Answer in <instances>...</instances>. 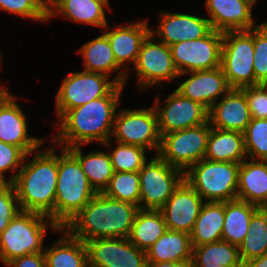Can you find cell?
<instances>
[{"mask_svg": "<svg viewBox=\"0 0 267 267\" xmlns=\"http://www.w3.org/2000/svg\"><path fill=\"white\" fill-rule=\"evenodd\" d=\"M259 208L238 199L225 202L222 240L239 247L249 232L248 228L253 214Z\"/></svg>", "mask_w": 267, "mask_h": 267, "instance_id": "29", "label": "cell"}, {"mask_svg": "<svg viewBox=\"0 0 267 267\" xmlns=\"http://www.w3.org/2000/svg\"><path fill=\"white\" fill-rule=\"evenodd\" d=\"M239 167V163L204 158L184 172V179L208 202L233 201L237 199Z\"/></svg>", "mask_w": 267, "mask_h": 267, "instance_id": "5", "label": "cell"}, {"mask_svg": "<svg viewBox=\"0 0 267 267\" xmlns=\"http://www.w3.org/2000/svg\"><path fill=\"white\" fill-rule=\"evenodd\" d=\"M0 9L43 22L49 19L48 0H0Z\"/></svg>", "mask_w": 267, "mask_h": 267, "instance_id": "38", "label": "cell"}, {"mask_svg": "<svg viewBox=\"0 0 267 267\" xmlns=\"http://www.w3.org/2000/svg\"><path fill=\"white\" fill-rule=\"evenodd\" d=\"M80 148V145H77L67 149L78 159L95 192L103 193L114 175L109 153L91 152L83 156Z\"/></svg>", "mask_w": 267, "mask_h": 267, "instance_id": "32", "label": "cell"}, {"mask_svg": "<svg viewBox=\"0 0 267 267\" xmlns=\"http://www.w3.org/2000/svg\"><path fill=\"white\" fill-rule=\"evenodd\" d=\"M16 202V203H15ZM19 203L14 185L0 183V234L21 209L15 204Z\"/></svg>", "mask_w": 267, "mask_h": 267, "instance_id": "40", "label": "cell"}, {"mask_svg": "<svg viewBox=\"0 0 267 267\" xmlns=\"http://www.w3.org/2000/svg\"><path fill=\"white\" fill-rule=\"evenodd\" d=\"M117 143V148L109 154L114 172H138L146 163L144 148Z\"/></svg>", "mask_w": 267, "mask_h": 267, "instance_id": "37", "label": "cell"}, {"mask_svg": "<svg viewBox=\"0 0 267 267\" xmlns=\"http://www.w3.org/2000/svg\"><path fill=\"white\" fill-rule=\"evenodd\" d=\"M213 30L209 19L189 14L162 13L161 23L153 36L158 34L161 42L171 46L182 41L203 38Z\"/></svg>", "mask_w": 267, "mask_h": 267, "instance_id": "20", "label": "cell"}, {"mask_svg": "<svg viewBox=\"0 0 267 267\" xmlns=\"http://www.w3.org/2000/svg\"><path fill=\"white\" fill-rule=\"evenodd\" d=\"M123 86L117 85L107 96L66 111L60 118L57 144L63 148L83 145L91 141L110 146L115 112ZM112 127V128H111Z\"/></svg>", "mask_w": 267, "mask_h": 267, "instance_id": "2", "label": "cell"}, {"mask_svg": "<svg viewBox=\"0 0 267 267\" xmlns=\"http://www.w3.org/2000/svg\"><path fill=\"white\" fill-rule=\"evenodd\" d=\"M241 267H267V253L261 257L242 262Z\"/></svg>", "mask_w": 267, "mask_h": 267, "instance_id": "44", "label": "cell"}, {"mask_svg": "<svg viewBox=\"0 0 267 267\" xmlns=\"http://www.w3.org/2000/svg\"><path fill=\"white\" fill-rule=\"evenodd\" d=\"M62 230L64 236L51 248H44L46 267H88L86 243Z\"/></svg>", "mask_w": 267, "mask_h": 267, "instance_id": "28", "label": "cell"}, {"mask_svg": "<svg viewBox=\"0 0 267 267\" xmlns=\"http://www.w3.org/2000/svg\"><path fill=\"white\" fill-rule=\"evenodd\" d=\"M118 201L132 203L140 209V177L138 172H114L103 192Z\"/></svg>", "mask_w": 267, "mask_h": 267, "instance_id": "35", "label": "cell"}, {"mask_svg": "<svg viewBox=\"0 0 267 267\" xmlns=\"http://www.w3.org/2000/svg\"><path fill=\"white\" fill-rule=\"evenodd\" d=\"M245 1L246 3H248L249 5L253 6L254 3H256L257 0H243Z\"/></svg>", "mask_w": 267, "mask_h": 267, "instance_id": "48", "label": "cell"}, {"mask_svg": "<svg viewBox=\"0 0 267 267\" xmlns=\"http://www.w3.org/2000/svg\"><path fill=\"white\" fill-rule=\"evenodd\" d=\"M28 155L20 147L0 141V183H7L4 172L15 171Z\"/></svg>", "mask_w": 267, "mask_h": 267, "instance_id": "41", "label": "cell"}, {"mask_svg": "<svg viewBox=\"0 0 267 267\" xmlns=\"http://www.w3.org/2000/svg\"><path fill=\"white\" fill-rule=\"evenodd\" d=\"M211 131L209 120L199 126L162 135L157 153L170 166L186 169L204 159Z\"/></svg>", "mask_w": 267, "mask_h": 267, "instance_id": "9", "label": "cell"}, {"mask_svg": "<svg viewBox=\"0 0 267 267\" xmlns=\"http://www.w3.org/2000/svg\"><path fill=\"white\" fill-rule=\"evenodd\" d=\"M203 202L202 197L184 179L160 209L167 229L190 234Z\"/></svg>", "mask_w": 267, "mask_h": 267, "instance_id": "16", "label": "cell"}, {"mask_svg": "<svg viewBox=\"0 0 267 267\" xmlns=\"http://www.w3.org/2000/svg\"><path fill=\"white\" fill-rule=\"evenodd\" d=\"M8 91L6 89L0 88V103L2 102V100L8 95Z\"/></svg>", "mask_w": 267, "mask_h": 267, "instance_id": "46", "label": "cell"}, {"mask_svg": "<svg viewBox=\"0 0 267 267\" xmlns=\"http://www.w3.org/2000/svg\"><path fill=\"white\" fill-rule=\"evenodd\" d=\"M153 37L150 33L143 41L135 64L138 82L142 88L179 76L170 46L161 41L153 43Z\"/></svg>", "mask_w": 267, "mask_h": 267, "instance_id": "14", "label": "cell"}, {"mask_svg": "<svg viewBox=\"0 0 267 267\" xmlns=\"http://www.w3.org/2000/svg\"><path fill=\"white\" fill-rule=\"evenodd\" d=\"M225 216V202H206L190 232L192 246L213 243L222 240Z\"/></svg>", "mask_w": 267, "mask_h": 267, "instance_id": "27", "label": "cell"}, {"mask_svg": "<svg viewBox=\"0 0 267 267\" xmlns=\"http://www.w3.org/2000/svg\"><path fill=\"white\" fill-rule=\"evenodd\" d=\"M223 32L212 30L203 38L182 41L170 46L179 76L191 71L220 67Z\"/></svg>", "mask_w": 267, "mask_h": 267, "instance_id": "12", "label": "cell"}, {"mask_svg": "<svg viewBox=\"0 0 267 267\" xmlns=\"http://www.w3.org/2000/svg\"><path fill=\"white\" fill-rule=\"evenodd\" d=\"M6 265L12 267H46V261L44 253L38 252L12 259Z\"/></svg>", "mask_w": 267, "mask_h": 267, "instance_id": "43", "label": "cell"}, {"mask_svg": "<svg viewBox=\"0 0 267 267\" xmlns=\"http://www.w3.org/2000/svg\"><path fill=\"white\" fill-rule=\"evenodd\" d=\"M147 267H191V264L185 262H159L147 263Z\"/></svg>", "mask_w": 267, "mask_h": 267, "instance_id": "45", "label": "cell"}, {"mask_svg": "<svg viewBox=\"0 0 267 267\" xmlns=\"http://www.w3.org/2000/svg\"><path fill=\"white\" fill-rule=\"evenodd\" d=\"M54 153L53 149L39 151L34 160L23 164L7 183L14 185L21 211L48 216L53 230L62 232V228L55 223L58 155Z\"/></svg>", "mask_w": 267, "mask_h": 267, "instance_id": "1", "label": "cell"}, {"mask_svg": "<svg viewBox=\"0 0 267 267\" xmlns=\"http://www.w3.org/2000/svg\"><path fill=\"white\" fill-rule=\"evenodd\" d=\"M256 85L267 78V21L254 28V60Z\"/></svg>", "mask_w": 267, "mask_h": 267, "instance_id": "39", "label": "cell"}, {"mask_svg": "<svg viewBox=\"0 0 267 267\" xmlns=\"http://www.w3.org/2000/svg\"><path fill=\"white\" fill-rule=\"evenodd\" d=\"M248 230L244 241L239 246L242 262L267 253V213L262 208L253 214Z\"/></svg>", "mask_w": 267, "mask_h": 267, "instance_id": "34", "label": "cell"}, {"mask_svg": "<svg viewBox=\"0 0 267 267\" xmlns=\"http://www.w3.org/2000/svg\"><path fill=\"white\" fill-rule=\"evenodd\" d=\"M88 267H147L146 251L128 238H103L85 242Z\"/></svg>", "mask_w": 267, "mask_h": 267, "instance_id": "13", "label": "cell"}, {"mask_svg": "<svg viewBox=\"0 0 267 267\" xmlns=\"http://www.w3.org/2000/svg\"><path fill=\"white\" fill-rule=\"evenodd\" d=\"M245 93L252 118L267 119V92L259 84L241 88Z\"/></svg>", "mask_w": 267, "mask_h": 267, "instance_id": "42", "label": "cell"}, {"mask_svg": "<svg viewBox=\"0 0 267 267\" xmlns=\"http://www.w3.org/2000/svg\"><path fill=\"white\" fill-rule=\"evenodd\" d=\"M140 209L160 210L184 180V171L170 166L158 154L138 171Z\"/></svg>", "mask_w": 267, "mask_h": 267, "instance_id": "10", "label": "cell"}, {"mask_svg": "<svg viewBox=\"0 0 267 267\" xmlns=\"http://www.w3.org/2000/svg\"><path fill=\"white\" fill-rule=\"evenodd\" d=\"M126 75V71L121 72L109 82V76L85 70L67 75L56 95L58 118L70 109L107 96L117 85L124 86Z\"/></svg>", "mask_w": 267, "mask_h": 267, "instance_id": "8", "label": "cell"}, {"mask_svg": "<svg viewBox=\"0 0 267 267\" xmlns=\"http://www.w3.org/2000/svg\"><path fill=\"white\" fill-rule=\"evenodd\" d=\"M113 134L122 144L146 149L161 146L158 115L155 107L148 109L122 110L115 116Z\"/></svg>", "mask_w": 267, "mask_h": 267, "instance_id": "11", "label": "cell"}, {"mask_svg": "<svg viewBox=\"0 0 267 267\" xmlns=\"http://www.w3.org/2000/svg\"><path fill=\"white\" fill-rule=\"evenodd\" d=\"M260 85L264 88V90L267 92V78L260 83Z\"/></svg>", "mask_w": 267, "mask_h": 267, "instance_id": "47", "label": "cell"}, {"mask_svg": "<svg viewBox=\"0 0 267 267\" xmlns=\"http://www.w3.org/2000/svg\"><path fill=\"white\" fill-rule=\"evenodd\" d=\"M189 73L192 74L190 78L176 91L186 98L201 103L208 110L222 93L226 94L231 89L221 67Z\"/></svg>", "mask_w": 267, "mask_h": 267, "instance_id": "19", "label": "cell"}, {"mask_svg": "<svg viewBox=\"0 0 267 267\" xmlns=\"http://www.w3.org/2000/svg\"><path fill=\"white\" fill-rule=\"evenodd\" d=\"M243 134L247 155L253 160H267V119L252 118Z\"/></svg>", "mask_w": 267, "mask_h": 267, "instance_id": "36", "label": "cell"}, {"mask_svg": "<svg viewBox=\"0 0 267 267\" xmlns=\"http://www.w3.org/2000/svg\"><path fill=\"white\" fill-rule=\"evenodd\" d=\"M206 8L216 31H247L258 26L252 19V6L243 0H206Z\"/></svg>", "mask_w": 267, "mask_h": 267, "instance_id": "21", "label": "cell"}, {"mask_svg": "<svg viewBox=\"0 0 267 267\" xmlns=\"http://www.w3.org/2000/svg\"><path fill=\"white\" fill-rule=\"evenodd\" d=\"M96 194L78 159L63 148L58 157L55 223L64 228Z\"/></svg>", "mask_w": 267, "mask_h": 267, "instance_id": "4", "label": "cell"}, {"mask_svg": "<svg viewBox=\"0 0 267 267\" xmlns=\"http://www.w3.org/2000/svg\"><path fill=\"white\" fill-rule=\"evenodd\" d=\"M191 267H241L239 247L220 240L192 246Z\"/></svg>", "mask_w": 267, "mask_h": 267, "instance_id": "30", "label": "cell"}, {"mask_svg": "<svg viewBox=\"0 0 267 267\" xmlns=\"http://www.w3.org/2000/svg\"><path fill=\"white\" fill-rule=\"evenodd\" d=\"M254 28L223 33L220 67L231 89L255 86Z\"/></svg>", "mask_w": 267, "mask_h": 267, "instance_id": "7", "label": "cell"}, {"mask_svg": "<svg viewBox=\"0 0 267 267\" xmlns=\"http://www.w3.org/2000/svg\"><path fill=\"white\" fill-rule=\"evenodd\" d=\"M104 6H109L108 0H48V18L61 13L73 21L104 28L108 25Z\"/></svg>", "mask_w": 267, "mask_h": 267, "instance_id": "24", "label": "cell"}, {"mask_svg": "<svg viewBox=\"0 0 267 267\" xmlns=\"http://www.w3.org/2000/svg\"><path fill=\"white\" fill-rule=\"evenodd\" d=\"M244 134L213 128L208 137L204 158L209 161L241 163L245 156Z\"/></svg>", "mask_w": 267, "mask_h": 267, "instance_id": "26", "label": "cell"}, {"mask_svg": "<svg viewBox=\"0 0 267 267\" xmlns=\"http://www.w3.org/2000/svg\"><path fill=\"white\" fill-rule=\"evenodd\" d=\"M192 250L190 234L167 229L165 233L146 250L147 263H191Z\"/></svg>", "mask_w": 267, "mask_h": 267, "instance_id": "25", "label": "cell"}, {"mask_svg": "<svg viewBox=\"0 0 267 267\" xmlns=\"http://www.w3.org/2000/svg\"><path fill=\"white\" fill-rule=\"evenodd\" d=\"M164 102L167 105L163 109L159 108L158 104L155 105L161 136L199 126L208 121V109L205 106L182 96L176 90Z\"/></svg>", "mask_w": 267, "mask_h": 267, "instance_id": "15", "label": "cell"}, {"mask_svg": "<svg viewBox=\"0 0 267 267\" xmlns=\"http://www.w3.org/2000/svg\"><path fill=\"white\" fill-rule=\"evenodd\" d=\"M79 51L85 60V71L102 73L109 76V72L120 69L105 34L89 41Z\"/></svg>", "mask_w": 267, "mask_h": 267, "instance_id": "33", "label": "cell"}, {"mask_svg": "<svg viewBox=\"0 0 267 267\" xmlns=\"http://www.w3.org/2000/svg\"><path fill=\"white\" fill-rule=\"evenodd\" d=\"M139 207L97 193L64 227L84 243L93 239L128 238Z\"/></svg>", "mask_w": 267, "mask_h": 267, "instance_id": "3", "label": "cell"}, {"mask_svg": "<svg viewBox=\"0 0 267 267\" xmlns=\"http://www.w3.org/2000/svg\"><path fill=\"white\" fill-rule=\"evenodd\" d=\"M110 32H105L117 64L131 61L136 64L143 41L150 34L151 29L147 22H139L126 27L122 26Z\"/></svg>", "mask_w": 267, "mask_h": 267, "instance_id": "23", "label": "cell"}, {"mask_svg": "<svg viewBox=\"0 0 267 267\" xmlns=\"http://www.w3.org/2000/svg\"><path fill=\"white\" fill-rule=\"evenodd\" d=\"M262 209L267 213V202L262 206Z\"/></svg>", "mask_w": 267, "mask_h": 267, "instance_id": "49", "label": "cell"}, {"mask_svg": "<svg viewBox=\"0 0 267 267\" xmlns=\"http://www.w3.org/2000/svg\"><path fill=\"white\" fill-rule=\"evenodd\" d=\"M237 199L260 208L267 202V160L240 163Z\"/></svg>", "mask_w": 267, "mask_h": 267, "instance_id": "22", "label": "cell"}, {"mask_svg": "<svg viewBox=\"0 0 267 267\" xmlns=\"http://www.w3.org/2000/svg\"><path fill=\"white\" fill-rule=\"evenodd\" d=\"M208 120L213 128L244 133L252 120L245 93L241 89H230L208 110Z\"/></svg>", "mask_w": 267, "mask_h": 267, "instance_id": "17", "label": "cell"}, {"mask_svg": "<svg viewBox=\"0 0 267 267\" xmlns=\"http://www.w3.org/2000/svg\"><path fill=\"white\" fill-rule=\"evenodd\" d=\"M166 230V223L160 210L139 209L128 239L138 249L146 251Z\"/></svg>", "mask_w": 267, "mask_h": 267, "instance_id": "31", "label": "cell"}, {"mask_svg": "<svg viewBox=\"0 0 267 267\" xmlns=\"http://www.w3.org/2000/svg\"><path fill=\"white\" fill-rule=\"evenodd\" d=\"M14 99L13 95L8 94L0 103V141L31 154L43 142L38 138H29L26 116Z\"/></svg>", "mask_w": 267, "mask_h": 267, "instance_id": "18", "label": "cell"}, {"mask_svg": "<svg viewBox=\"0 0 267 267\" xmlns=\"http://www.w3.org/2000/svg\"><path fill=\"white\" fill-rule=\"evenodd\" d=\"M46 215L21 211L0 234V260L5 264L17 257L43 252Z\"/></svg>", "mask_w": 267, "mask_h": 267, "instance_id": "6", "label": "cell"}]
</instances>
